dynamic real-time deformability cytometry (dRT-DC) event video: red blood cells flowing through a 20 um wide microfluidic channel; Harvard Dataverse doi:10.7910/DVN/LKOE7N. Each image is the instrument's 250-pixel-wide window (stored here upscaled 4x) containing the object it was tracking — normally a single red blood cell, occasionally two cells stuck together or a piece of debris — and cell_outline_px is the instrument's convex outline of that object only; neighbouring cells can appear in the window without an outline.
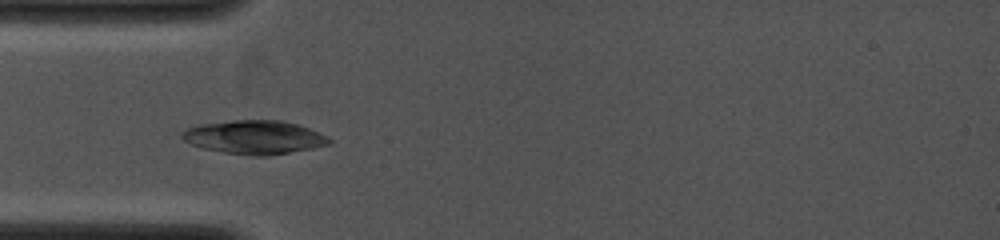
{"species": "common noctule bat (a hibernating species)", "species_latin": "Nyctalus noctula", "temperature_condition": "cold", "stored_images_in_passage": 7, "camera_frame_rate_fps": 4000, "um_per_image_px": 0.085, "animal": {"sex": "female", "body_mass_g": 19.0, "forearm_length_mm": 53.3}, "frame": {"image": 1, "passage_image": 3, "time_ms": 0.75, "image_size_px": [1000, 240], "cell_outline_px": [[332, 144], [312, 148], [268, 156], [252, 156], [224, 152], [204, 148], [192, 144], [184, 140], [180, 136], [188, 128], [200, 124], [232, 120], [280, 120], [296, 124], [308, 128], [328, 136], [332, 140]], "centroid_in_image_um": [21.66, 11.66], "position_along_channel_um": 63.3, "area_um2": 28.67}}